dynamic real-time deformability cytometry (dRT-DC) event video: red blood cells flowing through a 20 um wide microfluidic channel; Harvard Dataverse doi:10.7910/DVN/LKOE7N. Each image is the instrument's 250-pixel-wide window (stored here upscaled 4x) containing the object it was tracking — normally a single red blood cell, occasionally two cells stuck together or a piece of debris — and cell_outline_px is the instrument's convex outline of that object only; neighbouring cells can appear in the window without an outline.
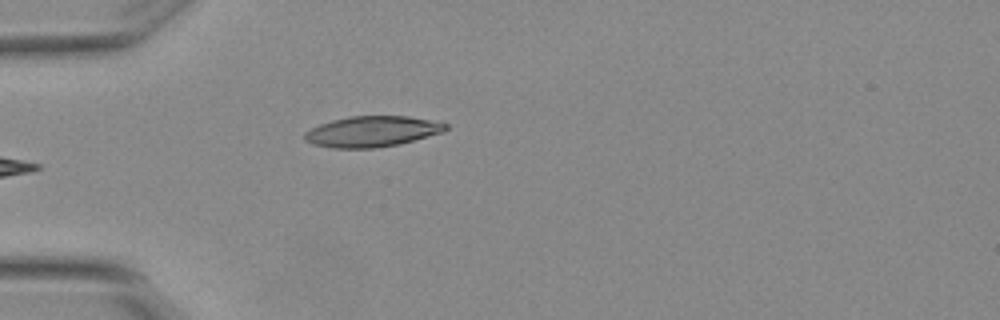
{"species": "Egyptian fruit bat (a non-hibernating species)", "species_latin": "Rousettus aegyptiacus", "temperature_condition": "warm", "stored_images_in_passage": 5, "camera_frame_rate_fps": 3000, "um_per_image_px": 0.085, "animal": {"sex": "female"}, "frame": {"image": 1, "passage_image": 5, "time_ms": 1.333, "image_size_px": [1000, 320], "cell_outline_px": [[448, 128], [444, 132], [396, 144], [372, 148], [332, 148], [312, 144], [304, 140], [304, 132], [320, 124], [332, 120], [348, 116], [408, 116], [448, 124]], "centroid_in_image_um": [31.58, 11.17], "position_along_channel_um": 53.4, "area_um2": 25.03}}